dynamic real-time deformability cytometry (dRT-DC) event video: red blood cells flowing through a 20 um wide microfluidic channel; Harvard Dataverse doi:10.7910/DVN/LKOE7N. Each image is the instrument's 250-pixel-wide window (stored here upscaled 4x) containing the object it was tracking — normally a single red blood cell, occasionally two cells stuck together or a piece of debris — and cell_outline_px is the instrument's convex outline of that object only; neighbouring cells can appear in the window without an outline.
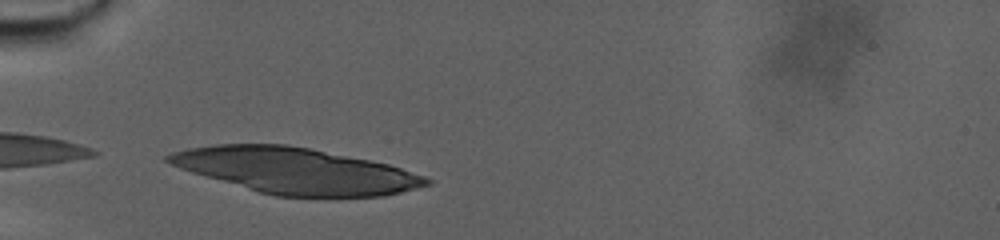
{"species": "human", "species_latin": "Homo sapiens", "temperature_condition": "warm", "stored_images_in_passage": 55, "camera_frame_rate_fps": 3000, "um_per_image_px": 0.085, "donor": {"sex": "male"}, "frame": {"image": 1, "passage_image": 1, "time_ms": 0.0, "image_size_px": [1000, 240], "cell_outline_px": [[432, 184], [384, 196], [276, 196], [260, 192], [192, 172], [180, 168], [164, 160], [164, 156], [172, 152], [188, 148], [216, 144], [288, 144], [388, 164], [424, 176], [432, 180]], "centroid_in_image_um": [25.11, 14.5], "position_along_channel_um": 59.9, "area_um2": 67.92}}